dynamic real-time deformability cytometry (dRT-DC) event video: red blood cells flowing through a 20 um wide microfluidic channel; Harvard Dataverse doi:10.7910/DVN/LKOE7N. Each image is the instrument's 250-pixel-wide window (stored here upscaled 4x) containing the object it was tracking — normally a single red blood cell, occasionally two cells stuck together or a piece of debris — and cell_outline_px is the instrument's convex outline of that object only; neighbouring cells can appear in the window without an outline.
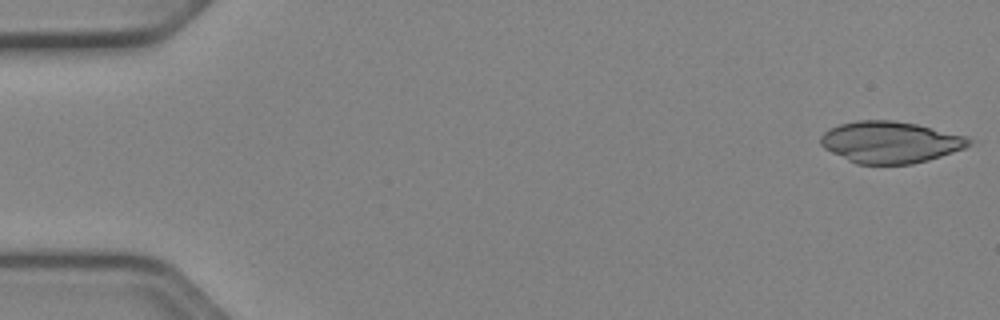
{"species": "Egyptian fruit bat (a non-hibernating species)", "species_latin": "Rousettus aegyptiacus", "temperature_condition": "cold", "stored_images_in_passage": 14, "camera_frame_rate_fps": 3000, "um_per_image_px": 0.085, "animal": {"sex": "female"}, "frame": {"image": 1, "passage_image": 1, "time_ms": 0.0, "image_size_px": [1000, 320], "cell_outline_px": [[976, 140], [972, 144], [964, 148], [928, 160], [912, 164], [856, 164], [824, 148], [820, 144], [820, 136], [828, 128], [840, 124], [856, 120], [892, 120], [916, 124], [968, 136]], "centroid_in_image_um": [75.69, 12.08], "position_along_channel_um": 9.3, "area_um2": 36.13}}